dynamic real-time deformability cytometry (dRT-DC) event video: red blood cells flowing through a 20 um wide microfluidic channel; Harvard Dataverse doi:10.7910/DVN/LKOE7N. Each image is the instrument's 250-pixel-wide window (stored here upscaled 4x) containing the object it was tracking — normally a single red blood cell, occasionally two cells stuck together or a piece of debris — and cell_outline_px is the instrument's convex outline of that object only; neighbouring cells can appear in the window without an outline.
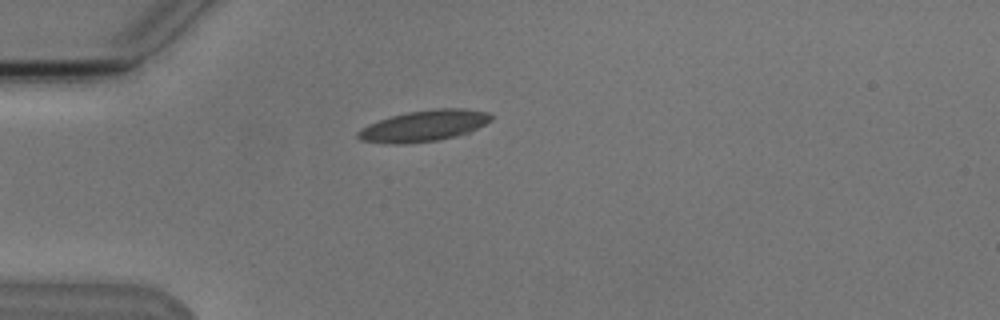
{"species": "Egyptian fruit bat (a non-hibernating species)", "species_latin": "Rousettus aegyptiacus", "temperature_condition": "cold", "stored_images_in_passage": 4, "camera_frame_rate_fps": 3000, "um_per_image_px": 0.085, "animal": {"sex": "male"}, "frame": {"image": 1, "passage_image": 4, "time_ms": 3.667, "image_size_px": [1000, 320], "cell_outline_px": [[492, 120], [468, 132], [436, 140], [404, 144], [388, 144], [360, 140], [356, 136], [356, 132], [360, 128], [368, 124], [392, 116], [408, 112], [436, 108], [464, 108], [488, 112], [492, 116]], "centroid_in_image_um": [35.99, 10.69], "position_along_channel_um": 49.0, "area_um2": 23.99}}